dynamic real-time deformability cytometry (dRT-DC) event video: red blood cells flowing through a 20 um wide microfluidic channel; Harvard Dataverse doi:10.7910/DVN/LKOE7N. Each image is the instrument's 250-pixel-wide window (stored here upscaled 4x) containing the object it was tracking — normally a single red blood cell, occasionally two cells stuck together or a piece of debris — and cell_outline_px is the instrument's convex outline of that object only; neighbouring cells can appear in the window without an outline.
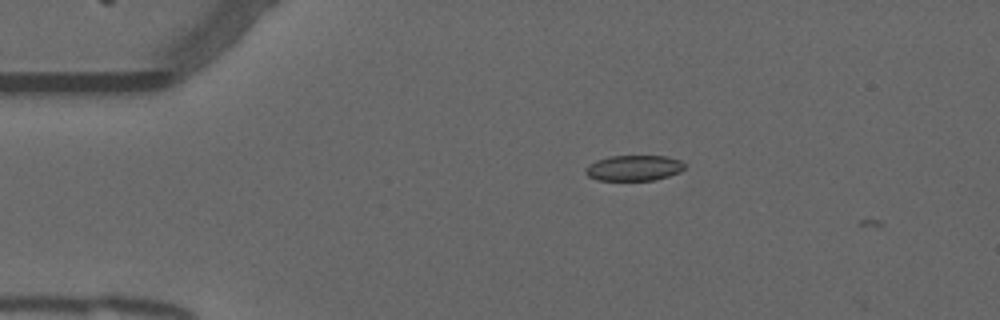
{"species": "common noctule bat (a hibernating species)", "species_latin": "Nyctalus noctula", "temperature_condition": "warm", "stored_images_in_passage": 4, "camera_frame_rate_fps": 3000, "um_per_image_px": 0.085, "animal": {"sex": "male", "forearm_length_mm": 52.5}, "frame": {"image": 1, "passage_image": 2, "time_ms": 0.333, "image_size_px": [1000, 320], "cell_outline_px": [[684, 168], [680, 172], [668, 176], [652, 180], [596, 180], [588, 176], [584, 172], [584, 168], [596, 160], [608, 156], [664, 156], [680, 160], [684, 164]], "centroid_in_image_um": [53.84, 14.28], "position_along_channel_um": 31.2, "area_um2": 14.74}}